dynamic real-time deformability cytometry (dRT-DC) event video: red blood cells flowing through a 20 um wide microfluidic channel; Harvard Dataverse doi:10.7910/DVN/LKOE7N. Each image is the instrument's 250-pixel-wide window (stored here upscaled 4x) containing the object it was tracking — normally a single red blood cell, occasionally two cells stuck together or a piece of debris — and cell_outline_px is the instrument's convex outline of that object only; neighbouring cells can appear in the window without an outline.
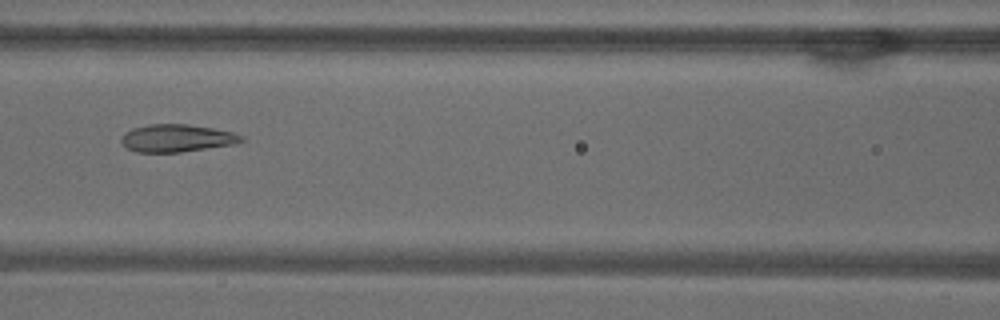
{"species": "common noctule bat (a hibernating species)", "species_latin": "Nyctalus noctula", "temperature_condition": "warm", "stored_images_in_passage": 49, "camera_frame_rate_fps": 3000, "um_per_image_px": 0.085, "animal": {"sex": "male", "body_mass_g": 18.8}, "frame": {"image": 1, "passage_image": 20, "time_ms": 6.333, "image_size_px": [1000, 320], "cell_outline_px": [[244, 140], [232, 144], [180, 152], [136, 152], [128, 148], [120, 140], [120, 136], [124, 132], [132, 128], [148, 124], [188, 124], [212, 128], [232, 132], [244, 136]], "centroid_in_image_um": [14.98, 11.73], "position_along_channel_um": 151.6, "area_um2": 19.19}}
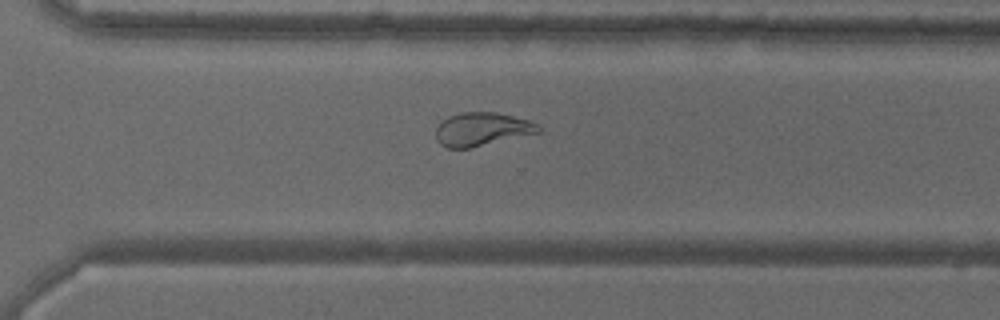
{"frame": {"image": 2, "passage_image": 34, "time_ms": 11.0, "image_size_px": [1000, 320], "cell_outline_px": [[540, 132], [468, 148], [448, 148], [440, 144], [436, 140], [436, 128], [440, 120], [448, 116], [460, 112], [496, 112], [528, 120], [536, 124], [540, 128]], "centroid_in_image_um": [40.89, 10.97], "position_along_channel_um": 329.7, "area_um2": 19.83}}
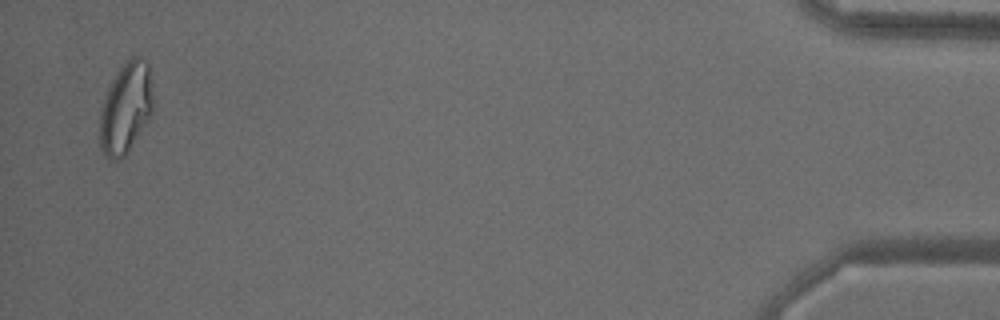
{"frame": {"image": 3, "passage_image": 48, "time_ms": 15.667, "image_size_px": [1000, 320], "cell_outline_px": [[152, 116], [124, 156], [116, 160], [112, 160], [100, 148], [100, 116], [104, 100], [108, 88], [116, 72], [124, 60], [132, 56], [140, 56], [148, 60], [152, 92]], "centroid_in_image_um": [10.71, 9.12], "position_along_channel_um": 424.5, "area_um2": 28.21}, "authors_computed_cell_mechanics": {"area_um2": 22.7154, "velocity_mm_per_s": 3.8302, "shape_relaxation_time_tau1_ms": null, "shape_relaxation_time_tau2_ms": 1.4448, "deformation_change_tau1": null, "deformation_change_tau2": 0.0808}}